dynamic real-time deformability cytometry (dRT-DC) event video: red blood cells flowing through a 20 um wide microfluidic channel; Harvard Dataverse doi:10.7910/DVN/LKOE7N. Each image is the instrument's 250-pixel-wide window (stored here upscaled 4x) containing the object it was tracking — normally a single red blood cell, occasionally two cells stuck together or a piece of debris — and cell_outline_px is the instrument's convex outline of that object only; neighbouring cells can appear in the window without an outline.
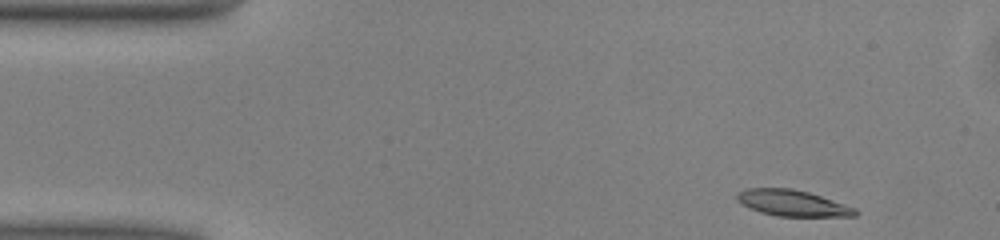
{"species": "common noctule bat (a hibernating species)", "species_latin": "Nyctalus noctula", "temperature_condition": "warm", "stored_images_in_passage": 46, "camera_frame_rate_fps": 3000, "um_per_image_px": 0.085, "animal": {"sex": "male", "body_mass_g": 13.0, "forearm_length_mm": 53.1}, "frame": {"image": 1, "passage_image": 1, "time_ms": 0.0, "image_size_px": [1000, 240], "cell_outline_px": [[860, 212], [856, 216], [776, 216], [760, 212], [748, 208], [736, 200], [736, 192], [744, 188], [792, 188], [808, 192], [856, 208]], "centroid_in_image_um": [67.31, 17.26], "position_along_channel_um": 17.7, "area_um2": 18.09}}
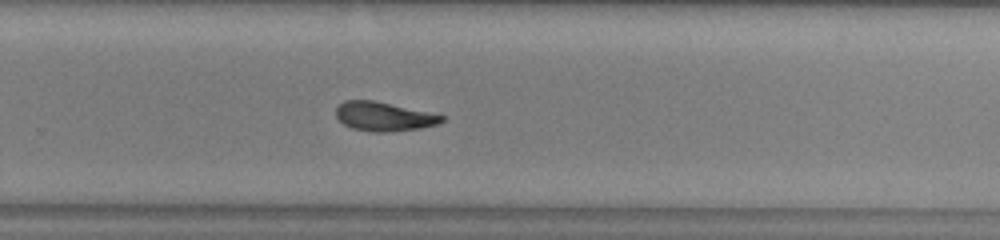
{"frame": {"image": 2, "passage_image": 28, "time_ms": 9.0, "image_size_px": [1000, 240], "cell_outline_px": [[444, 120], [436, 124], [420, 128], [388, 132], [372, 132], [352, 128], [344, 124], [336, 116], [336, 108], [344, 100], [372, 100], [428, 112], [444, 116]], "centroid_in_image_um": [32.59, 9.9], "position_along_channel_um": 297.2, "area_um2": 17.63}}
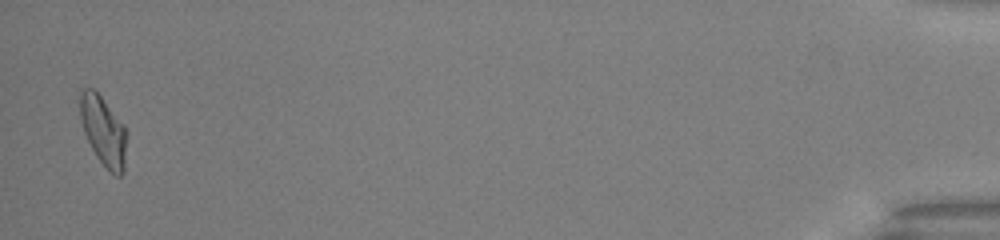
{"frame": {"image": 3, "passage_image": 45, "time_ms": 14.667, "image_size_px": [1000, 240], "cell_outline_px": [[124, 172], [120, 176], [116, 176], [108, 172], [96, 156], [84, 132], [80, 120], [80, 88], [92, 88], [100, 96], [124, 124]], "centroid_in_image_um": [8.75, 11.13], "position_along_channel_um": 426.5, "area_um2": 18.5}, "authors_computed_cell_mechanics": {"area_um2": 18.3515, "velocity_mm_per_s": 4.0636, "shape_relaxation_time_tau1_ms": 5.1733, "shape_relaxation_time_tau2_ms": 3.2835, "deformation_change_tau1": 0.1651, "deformation_change_tau2": 0.0978}}